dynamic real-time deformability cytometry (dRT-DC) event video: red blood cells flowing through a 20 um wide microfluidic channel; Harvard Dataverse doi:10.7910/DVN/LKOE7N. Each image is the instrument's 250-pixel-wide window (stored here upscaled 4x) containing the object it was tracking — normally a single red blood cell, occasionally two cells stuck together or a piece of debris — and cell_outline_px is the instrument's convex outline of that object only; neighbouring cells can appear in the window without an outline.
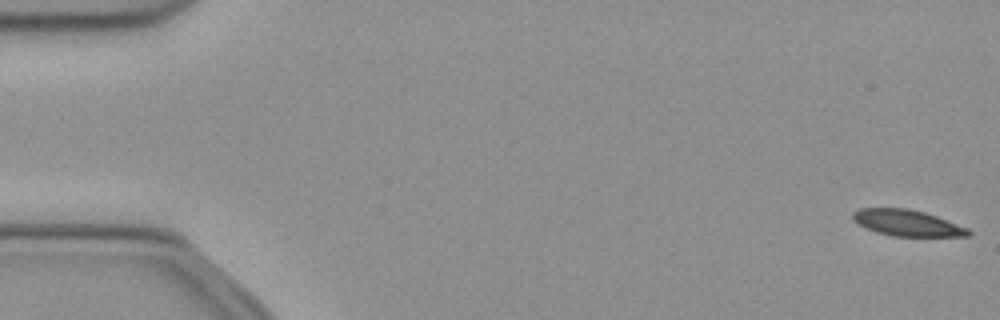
{"species": "common noctule bat (a hibernating species)", "species_latin": "Nyctalus noctula", "temperature_condition": "cold", "stored_images_in_passage": 53, "camera_frame_rate_fps": 3000, "um_per_image_px": 0.085, "animal": {"sex": "female", "body_mass_g": 21.9}, "frame": {"image": 1, "passage_image": 1, "time_ms": 0.0, "image_size_px": [1000, 320], "cell_outline_px": [[972, 232], [968, 236], [892, 236], [876, 232], [852, 220], [852, 212], [860, 208], [908, 208], [924, 212], [936, 216], [968, 228]], "centroid_in_image_um": [77.1, 18.94], "position_along_channel_um": 7.9, "area_um2": 17.51}}
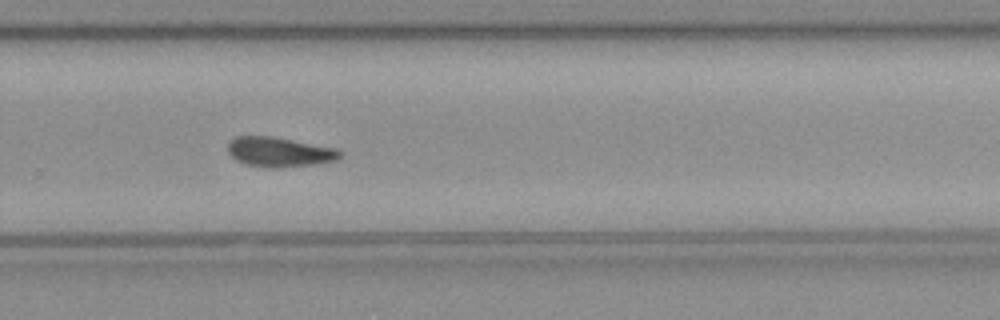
{"frame": {"image": 2, "passage_image": 35, "time_ms": 11.333, "image_size_px": [1000, 320], "cell_outline_px": [[340, 160], [316, 164], [280, 168], [268, 168], [248, 164], [236, 160], [228, 152], [228, 144], [236, 136], [272, 136], [336, 148], [340, 152]], "centroid_in_image_um": [23.77, 12.93], "position_along_channel_um": 306.0, "area_um2": 19.42}}
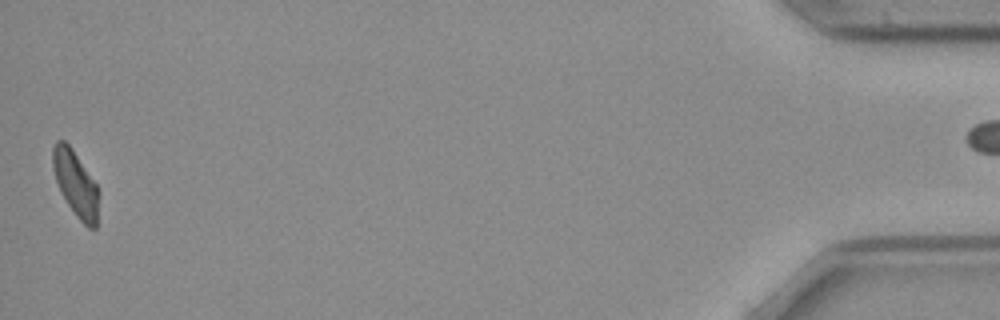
{"frame": {"image": 3, "passage_image": 52, "time_ms": 17.0, "image_size_px": [1000, 320], "cell_outline_px": [[96, 228], [88, 228], [76, 216], [68, 204], [56, 180], [52, 168], [52, 148], [56, 140], [64, 140], [72, 148], [96, 184]], "centroid_in_image_um": [6.37, 15.55], "position_along_channel_um": 428.8, "area_um2": 16.88}}